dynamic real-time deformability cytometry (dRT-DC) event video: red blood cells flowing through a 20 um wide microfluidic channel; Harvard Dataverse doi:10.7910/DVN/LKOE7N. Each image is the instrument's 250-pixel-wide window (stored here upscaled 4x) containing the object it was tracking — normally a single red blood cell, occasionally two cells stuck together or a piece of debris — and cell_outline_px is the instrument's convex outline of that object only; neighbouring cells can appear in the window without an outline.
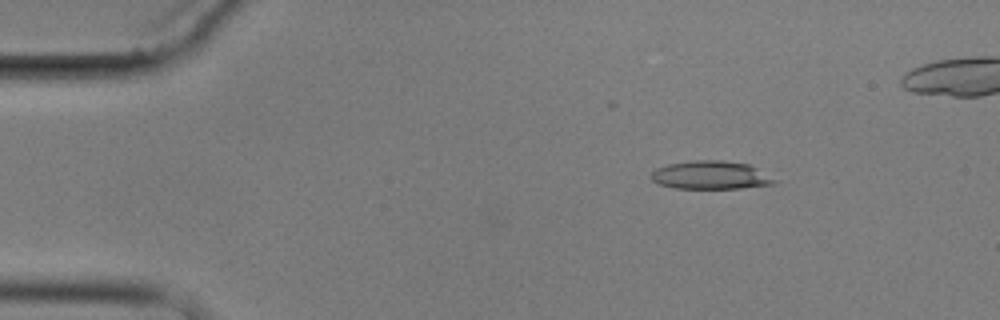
{"species": "common noctule bat (a hibernating species)", "species_latin": "Nyctalus noctula", "temperature_condition": "cold", "stored_images_in_passage": 5, "camera_frame_rate_fps": 3000, "um_per_image_px": 0.085, "animal": {"sex": "male", "body_mass_g": 17.9}, "frame": {"image": 1, "passage_image": 2, "time_ms": 1.333, "image_size_px": [1000, 320], "cell_outline_px": [[780, 180], [776, 184], [740, 188], [676, 188], [660, 184], [652, 180], [652, 172], [656, 168], [668, 164], [696, 160], [720, 160], [748, 164]], "centroid_in_image_um": [60.47, 14.89], "position_along_channel_um": 24.5, "area_um2": 20.23}}